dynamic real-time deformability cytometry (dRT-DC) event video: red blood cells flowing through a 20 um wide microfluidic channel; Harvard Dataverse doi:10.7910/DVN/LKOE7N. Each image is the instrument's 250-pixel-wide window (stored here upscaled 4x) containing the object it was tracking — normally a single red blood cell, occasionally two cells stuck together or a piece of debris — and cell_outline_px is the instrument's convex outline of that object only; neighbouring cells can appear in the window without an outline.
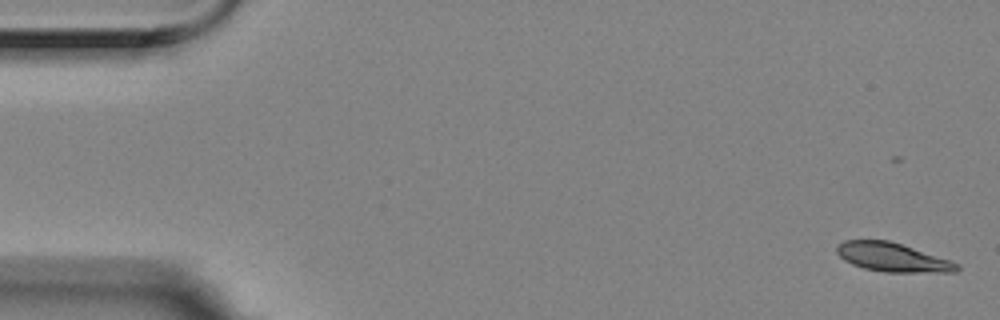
{"species": "Egyptian fruit bat (a non-hibernating species)", "species_latin": "Rousettus aegyptiacus", "temperature_condition": "room temperature", "stored_images_in_passage": 6, "camera_frame_rate_fps": 3000, "um_per_image_px": 0.085, "animal": {"sex": "female"}, "frame": {"image": 1, "passage_image": 1, "time_ms": 0.0, "image_size_px": [1000, 320], "cell_outline_px": [[960, 268], [956, 272], [884, 272], [864, 268], [852, 264], [844, 260], [836, 252], [836, 244], [844, 240], [888, 240], [960, 264]], "centroid_in_image_um": [75.81, 21.87], "position_along_channel_um": 9.2, "area_um2": 19.94}}